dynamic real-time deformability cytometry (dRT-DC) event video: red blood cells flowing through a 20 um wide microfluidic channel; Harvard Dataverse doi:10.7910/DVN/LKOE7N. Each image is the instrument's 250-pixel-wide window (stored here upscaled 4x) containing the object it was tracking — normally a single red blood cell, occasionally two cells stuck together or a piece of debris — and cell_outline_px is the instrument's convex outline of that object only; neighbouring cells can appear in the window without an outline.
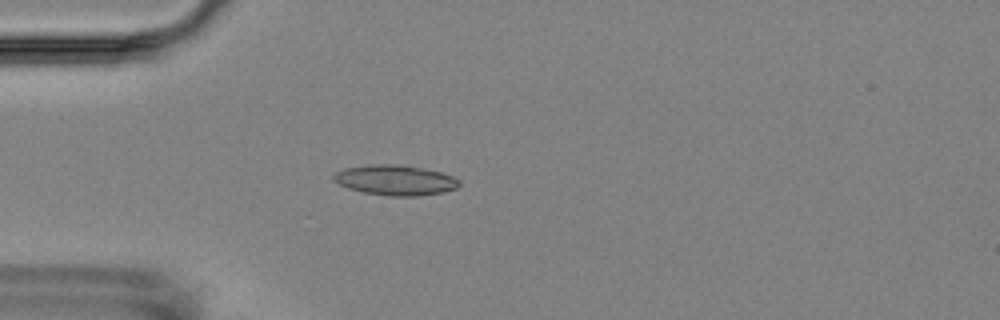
{"species": "Egyptian fruit bat (a non-hibernating species)", "species_latin": "Rousettus aegyptiacus", "temperature_condition": "room temperature", "stored_images_in_passage": 4, "camera_frame_rate_fps": 3000, "um_per_image_px": 0.085, "animal": {"sex": "female"}, "frame": {"image": 1, "passage_image": 4, "time_ms": 4.333, "image_size_px": [1000, 320], "cell_outline_px": [[460, 184], [456, 188], [444, 192], [420, 196], [388, 196], [364, 192], [348, 188], [332, 180], [332, 176], [336, 172], [344, 168], [372, 164], [396, 164], [420, 168], [440, 172], [452, 176], [460, 180]], "centroid_in_image_um": [33.59, 15.32], "position_along_channel_um": 51.4, "area_um2": 22.08}}